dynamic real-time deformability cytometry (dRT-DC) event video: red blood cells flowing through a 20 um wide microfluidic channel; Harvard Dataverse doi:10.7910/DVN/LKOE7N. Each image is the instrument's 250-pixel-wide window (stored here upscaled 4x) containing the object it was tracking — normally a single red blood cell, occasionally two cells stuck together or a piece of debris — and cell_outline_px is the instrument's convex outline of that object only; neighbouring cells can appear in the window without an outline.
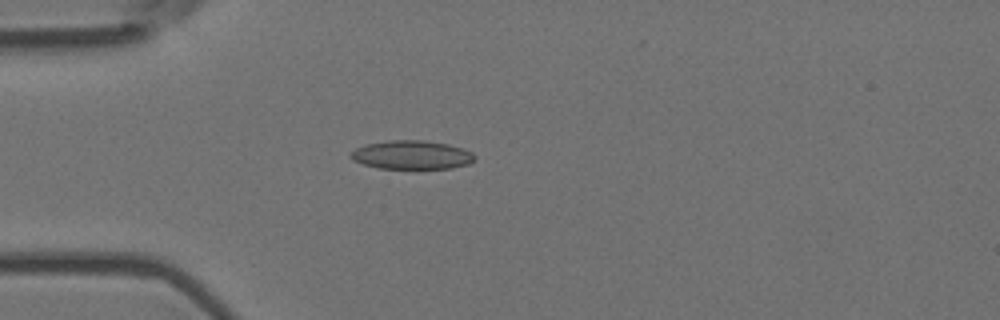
{"species": "Egyptian fruit bat (a non-hibernating species)", "species_latin": "Rousettus aegyptiacus", "temperature_condition": "room temperature", "stored_images_in_passage": 7, "camera_frame_rate_fps": 3000, "um_per_image_px": 0.085, "animal": {"sex": "female"}, "frame": {"image": 1, "passage_image": 5, "time_ms": 1.333, "image_size_px": [1000, 320], "cell_outline_px": [[476, 160], [468, 164], [452, 168], [380, 168], [364, 164], [352, 160], [348, 156], [356, 148], [364, 144], [388, 140], [424, 140], [448, 144], [472, 152], [476, 156]], "centroid_in_image_um": [34.99, 13.16], "position_along_channel_um": 50.0, "area_um2": 20.75}}
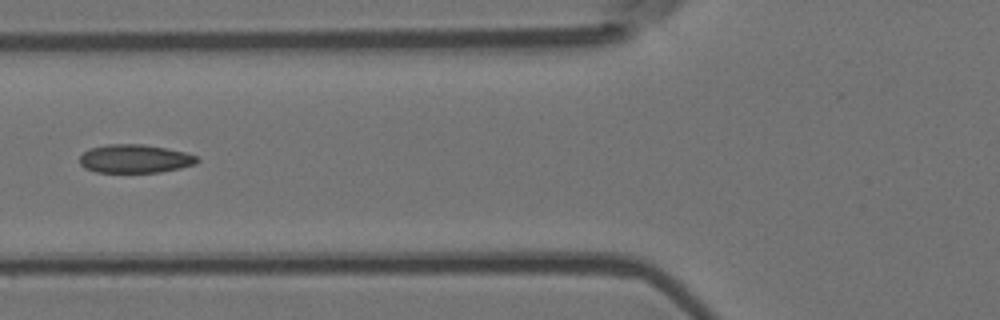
{"frame": {"image": 2, "passage_image": 7, "time_ms": 2.0, "image_size_px": [1000, 320], "cell_outline_px": [[200, 160], [196, 164], [180, 168], [160, 172], [96, 172], [84, 168], [80, 164], [80, 156], [88, 148], [108, 144], [140, 144], [164, 148], [184, 152], [196, 156]], "centroid_in_image_um": [11.44, 13.49], "position_along_channel_um": 114.4, "area_um2": 19.42}}